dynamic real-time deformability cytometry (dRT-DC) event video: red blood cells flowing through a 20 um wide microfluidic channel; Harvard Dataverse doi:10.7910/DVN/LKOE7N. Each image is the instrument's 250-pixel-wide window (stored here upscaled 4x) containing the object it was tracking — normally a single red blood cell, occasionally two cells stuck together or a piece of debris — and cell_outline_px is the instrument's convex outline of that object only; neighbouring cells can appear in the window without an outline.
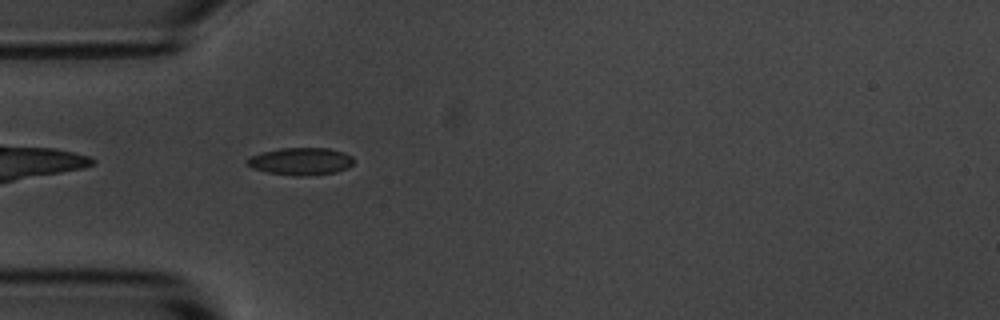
{"species": "common noctule bat (a hibernating species)", "species_latin": "Nyctalus noctula", "temperature_condition": "room temperature", "stored_images_in_passage": 5, "camera_frame_rate_fps": 3000, "um_per_image_px": 0.085, "animal": {"sex": "male", "body_mass_g": 20.1, "forearm_length_mm": 53.5}, "frame": {"image": 1, "passage_image": 5, "time_ms": 4.667, "image_size_px": [1000, 320], "cell_outline_px": [[352, 164], [348, 168], [336, 172], [308, 176], [304, 176], [268, 172], [252, 168], [248, 164], [248, 160], [252, 156], [264, 152], [280, 148], [328, 148], [344, 152], [352, 156]], "centroid_in_image_um": [25.62, 13.71], "position_along_channel_um": 59.4, "area_um2": 16.7}}